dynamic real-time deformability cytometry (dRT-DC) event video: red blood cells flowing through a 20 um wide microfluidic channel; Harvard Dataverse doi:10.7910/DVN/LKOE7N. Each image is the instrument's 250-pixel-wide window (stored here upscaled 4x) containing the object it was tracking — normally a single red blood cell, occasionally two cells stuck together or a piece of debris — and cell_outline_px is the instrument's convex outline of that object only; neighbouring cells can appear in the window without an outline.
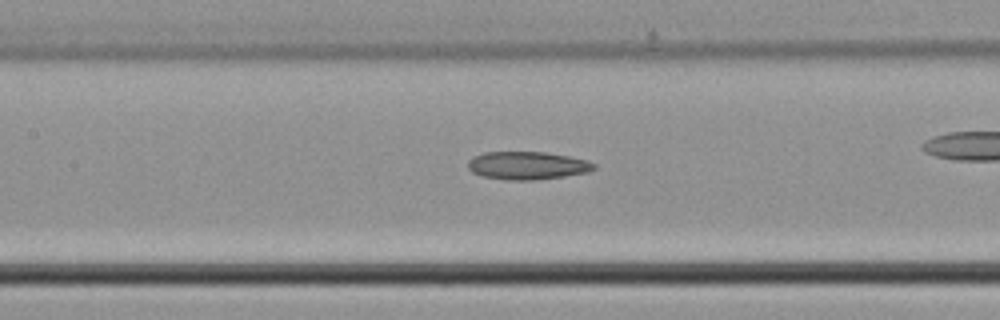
{"species": "common noctule bat (a hibernating species)", "species_latin": "Nyctalus noctula", "temperature_condition": "cold", "stored_images_in_passage": 35, "camera_frame_rate_fps": 3000, "um_per_image_px": 0.085, "animal": {"sex": "male", "body_mass_g": 21.5, "forearm_length_mm": 52.0}, "frame": {"image": 1, "passage_image": 20, "time_ms": 6.333, "image_size_px": [1000, 320], "cell_outline_px": [[596, 168], [588, 172], [564, 176], [532, 180], [508, 180], [480, 176], [472, 172], [468, 168], [468, 160], [472, 156], [484, 152], [544, 152], [568, 156], [588, 160], [596, 164]], "centroid_in_image_um": [44.8, 14.07], "position_along_channel_um": 162.6, "area_um2": 20.63}}